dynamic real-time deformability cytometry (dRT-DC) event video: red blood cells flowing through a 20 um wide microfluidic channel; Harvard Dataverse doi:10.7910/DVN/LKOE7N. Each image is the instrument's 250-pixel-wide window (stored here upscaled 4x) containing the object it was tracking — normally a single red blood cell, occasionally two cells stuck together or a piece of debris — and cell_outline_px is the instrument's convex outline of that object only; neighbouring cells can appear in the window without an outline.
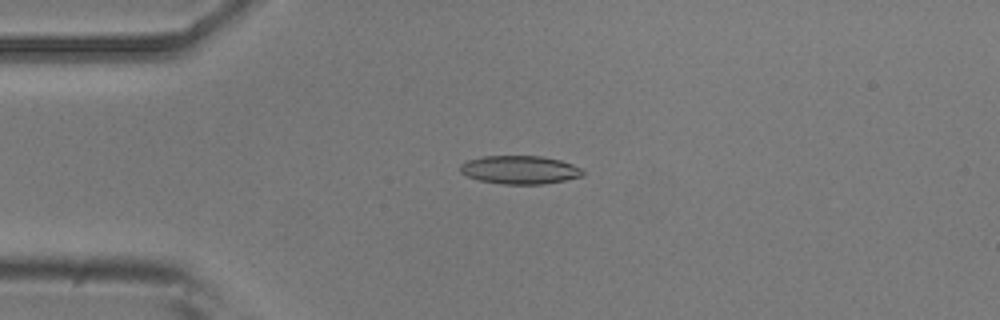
{"species": "common noctule bat (a hibernating species)", "species_latin": "Nyctalus noctula", "temperature_condition": "room temperature", "stored_images_in_passage": 2, "camera_frame_rate_fps": 3000, "um_per_image_px": 0.085, "animal": {"sex": "male", "body_mass_g": 20.5, "forearm_length_mm": 52.5}, "frame": {"image": 1, "passage_image": 1, "time_ms": 0.0, "image_size_px": [1000, 320], "cell_outline_px": [[584, 176], [544, 184], [504, 184], [480, 180], [468, 176], [460, 172], [460, 164], [468, 160], [484, 156], [540, 156], [560, 160], [572, 164], [580, 168], [584, 172]], "centroid_in_image_um": [44.19, 14.43], "position_along_channel_um": 40.8, "area_um2": 20.11}}